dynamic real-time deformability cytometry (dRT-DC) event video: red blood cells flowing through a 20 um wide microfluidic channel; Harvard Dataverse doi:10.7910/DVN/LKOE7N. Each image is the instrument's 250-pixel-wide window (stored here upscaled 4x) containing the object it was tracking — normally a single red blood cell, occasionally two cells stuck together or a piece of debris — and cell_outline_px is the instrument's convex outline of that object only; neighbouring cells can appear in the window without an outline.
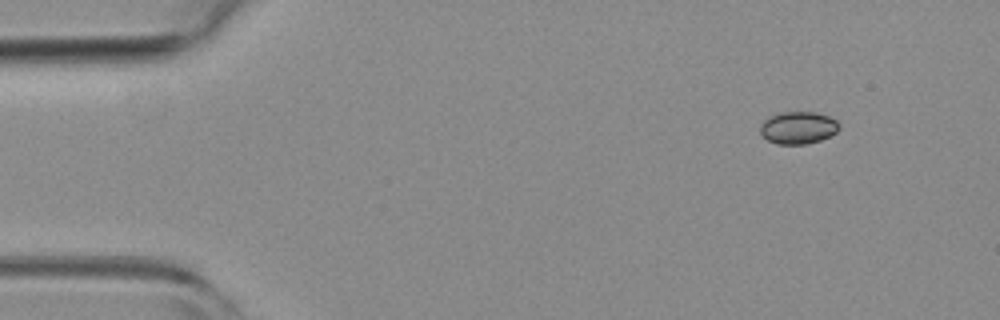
{"species": "common noctule bat (a hibernating species)", "species_latin": "Nyctalus noctula", "temperature_condition": "room temperature", "stored_images_in_passage": 47, "camera_frame_rate_fps": 3000, "um_per_image_px": 0.085, "animal": {"sex": "female", "body_mass_g": 19.3, "forearm_length_mm": 54.1}, "frame": {"image": 1, "passage_image": 1, "time_ms": 0.0, "image_size_px": [1000, 320], "cell_outline_px": [[840, 128], [836, 132], [820, 140], [804, 144], [776, 144], [768, 140], [760, 132], [760, 124], [768, 116], [780, 112], [816, 112], [828, 116], [836, 120], [840, 124]], "centroid_in_image_um": [67.83, 10.84], "position_along_channel_um": 17.2, "area_um2": 14.91}}
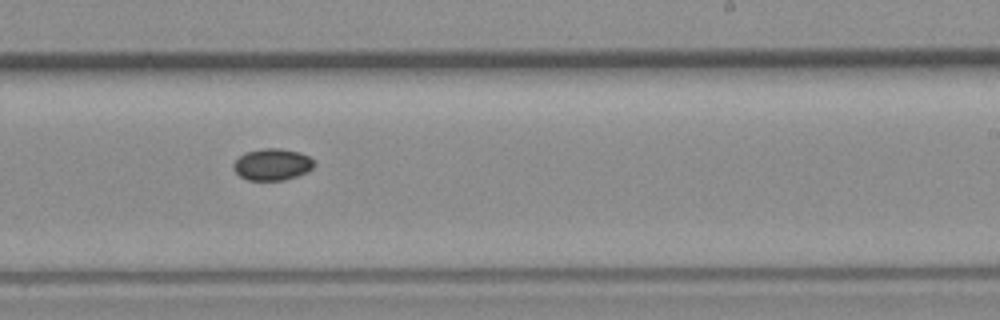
{"frame": {"image": 2, "passage_image": 27, "time_ms": 8.667, "image_size_px": [1000, 320], "cell_outline_px": [[316, 164], [308, 172], [284, 180], [248, 180], [240, 176], [232, 168], [232, 164], [240, 156], [248, 152], [264, 148], [280, 148], [300, 152], [308, 156]], "centroid_in_image_um": [23.15, 13.98], "position_along_channel_um": 265.8, "area_um2": 14.85}}
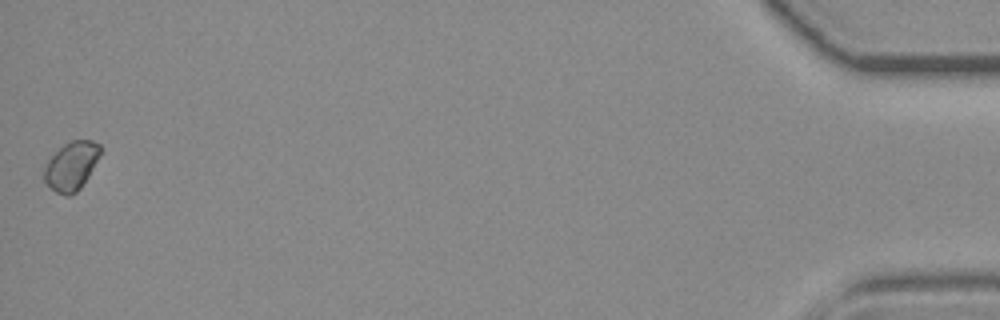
{"frame": {"image": 3, "passage_image": 47, "time_ms": 15.333, "image_size_px": [1000, 320], "cell_outline_px": [[100, 152], [88, 176], [80, 188], [76, 192], [68, 196], [64, 196], [56, 192], [44, 180], [44, 164], [64, 144], [72, 140], [92, 140], [100, 144]], "centroid_in_image_um": [6.04, 14.11], "position_along_channel_um": 429.2, "area_um2": 15.55}}